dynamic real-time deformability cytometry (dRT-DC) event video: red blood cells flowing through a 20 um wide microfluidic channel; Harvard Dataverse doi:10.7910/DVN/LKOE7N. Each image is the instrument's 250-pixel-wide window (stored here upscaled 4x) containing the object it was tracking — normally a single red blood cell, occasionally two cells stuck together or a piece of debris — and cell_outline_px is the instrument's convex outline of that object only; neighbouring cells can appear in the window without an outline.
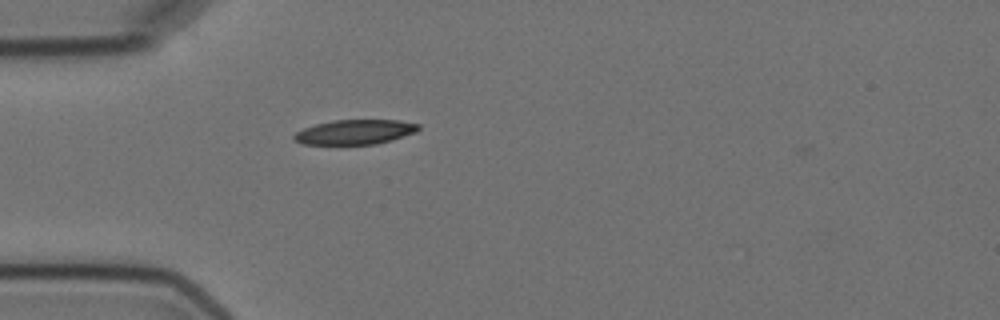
{"species": "Egyptian fruit bat (a non-hibernating species)", "species_latin": "Rousettus aegyptiacus", "temperature_condition": "cold", "stored_images_in_passage": 1, "camera_frame_rate_fps": 3000, "um_per_image_px": 0.085, "animal": {"sex": "female"}, "frame": {"image": 1, "passage_image": 1, "time_ms": 0.0, "image_size_px": [1000, 320], "cell_outline_px": [[420, 128], [416, 132], [392, 140], [376, 144], [300, 144], [292, 140], [292, 136], [296, 132], [304, 128], [316, 124], [332, 120], [400, 120], [420, 124]], "centroid_in_image_um": [30.16, 11.22], "position_along_channel_um": 54.8, "area_um2": 18.03}}